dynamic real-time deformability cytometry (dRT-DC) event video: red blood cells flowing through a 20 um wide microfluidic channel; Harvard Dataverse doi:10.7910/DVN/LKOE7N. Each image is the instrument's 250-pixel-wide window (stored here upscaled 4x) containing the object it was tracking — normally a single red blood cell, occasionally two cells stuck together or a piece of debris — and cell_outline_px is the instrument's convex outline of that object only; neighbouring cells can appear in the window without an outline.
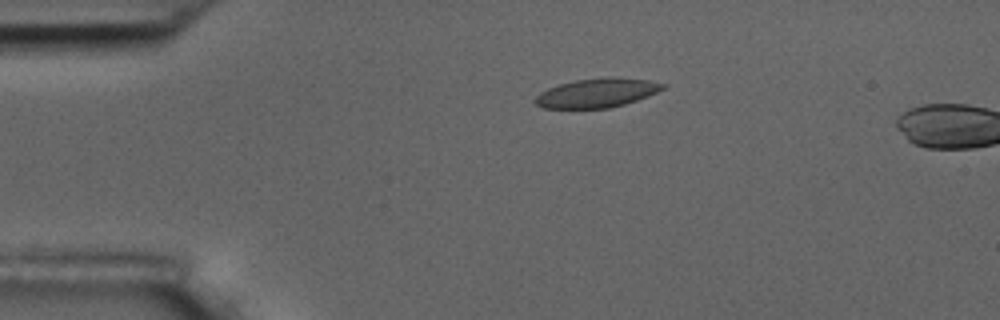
{"species": "common noctule bat (a hibernating species)", "species_latin": "Nyctalus noctula", "temperature_condition": "room temperature", "stored_images_in_passage": 3, "camera_frame_rate_fps": 3000, "um_per_image_px": 0.085, "animal": {"sex": "male", "body_mass_g": 17.5, "forearm_length_mm": 52.3}, "frame": {"image": 1, "passage_image": 1, "time_ms": 0.0, "image_size_px": [1000, 320], "cell_outline_px": [[668, 84], [664, 88], [648, 96], [624, 104], [608, 108], [544, 108], [536, 104], [532, 100], [540, 92], [548, 88], [560, 84], [576, 80], [604, 76], [616, 76], [648, 80]], "centroid_in_image_um": [50.75, 7.88], "position_along_channel_um": 34.3, "area_um2": 21.79}}